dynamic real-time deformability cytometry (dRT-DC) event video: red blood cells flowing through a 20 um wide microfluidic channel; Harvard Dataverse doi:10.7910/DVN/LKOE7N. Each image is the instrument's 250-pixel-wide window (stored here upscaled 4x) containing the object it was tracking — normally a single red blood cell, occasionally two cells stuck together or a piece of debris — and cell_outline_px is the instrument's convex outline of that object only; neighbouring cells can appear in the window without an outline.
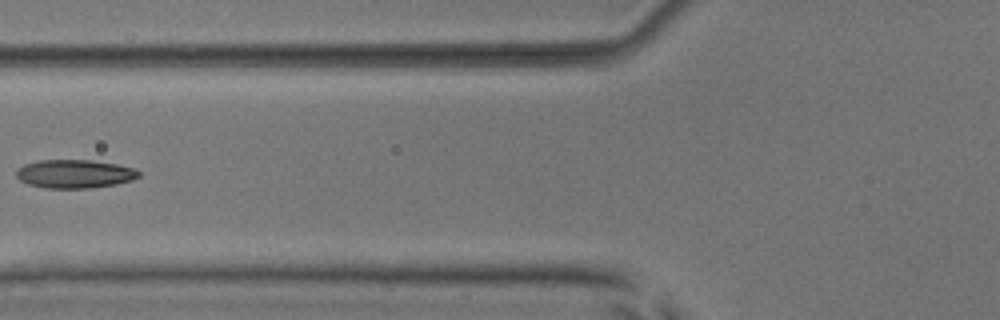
{"species": "common noctule bat (a hibernating species)", "species_latin": "Nyctalus noctula", "temperature_condition": "room temperature", "stored_images_in_passage": 7, "camera_frame_rate_fps": 3000, "um_per_image_px": 0.085, "animal": {"sex": "male", "body_mass_g": 17.9, "forearm_length_mm": 54.2}, "frame": {"image": 1, "passage_image": 6, "time_ms": 6.667, "image_size_px": [1000, 320], "cell_outline_px": [[140, 176], [132, 180], [116, 184], [88, 188], [44, 188], [28, 184], [20, 180], [16, 176], [16, 168], [24, 164], [40, 160], [92, 160], [116, 164], [132, 168], [140, 172]], "centroid_in_image_um": [6.31, 14.78], "position_along_channel_um": 119.5, "area_um2": 20.35}}
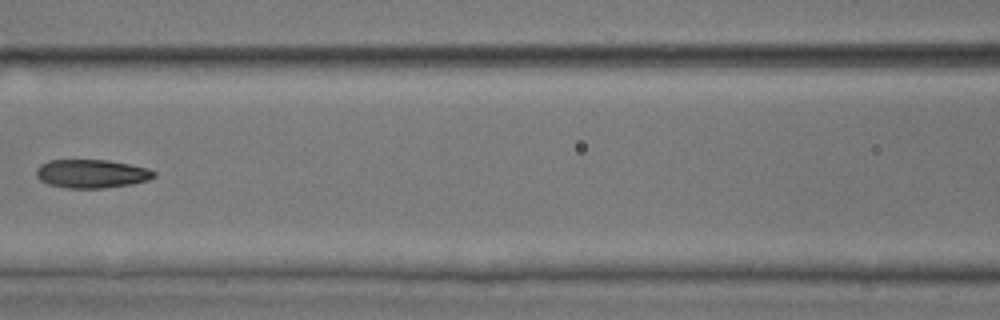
{"frame": {"image": 2, "passage_image": 7, "time_ms": 7.667, "image_size_px": [1000, 320], "cell_outline_px": [[156, 176], [148, 180], [132, 184], [104, 188], [68, 188], [48, 184], [40, 180], [36, 176], [36, 168], [40, 164], [48, 160], [108, 160], [148, 168], [156, 172]], "centroid_in_image_um": [7.78, 14.76], "position_along_channel_um": 158.8, "area_um2": 19.65}}